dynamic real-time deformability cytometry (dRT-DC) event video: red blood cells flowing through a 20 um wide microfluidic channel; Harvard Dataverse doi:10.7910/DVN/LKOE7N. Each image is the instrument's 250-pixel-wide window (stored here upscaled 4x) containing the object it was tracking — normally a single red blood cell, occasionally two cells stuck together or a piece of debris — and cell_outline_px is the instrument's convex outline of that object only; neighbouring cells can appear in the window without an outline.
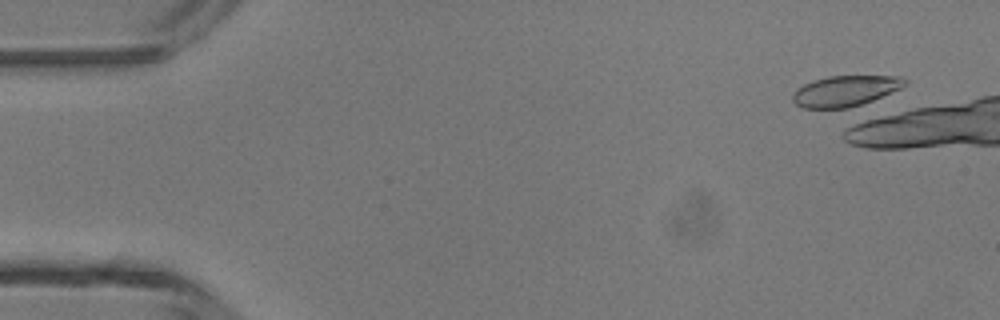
{"species": "common noctule bat (a hibernating species)", "species_latin": "Nyctalus noctula", "temperature_condition": "room temperature", "stored_images_in_passage": 3, "camera_frame_rate_fps": 3000, "um_per_image_px": 0.085, "animal": {"sex": "male", "body_mass_g": 13.3}, "frame": {"image": 1, "passage_image": 3, "time_ms": 0.667, "image_size_px": [1000, 320], "cell_outline_px": [[908, 84], [900, 88], [872, 100], [848, 108], [800, 108], [792, 100], [792, 96], [796, 88], [812, 80], [828, 76], [900, 76], [908, 80]], "centroid_in_image_um": [71.82, 7.72], "position_along_channel_um": 13.2, "area_um2": 20.06}}